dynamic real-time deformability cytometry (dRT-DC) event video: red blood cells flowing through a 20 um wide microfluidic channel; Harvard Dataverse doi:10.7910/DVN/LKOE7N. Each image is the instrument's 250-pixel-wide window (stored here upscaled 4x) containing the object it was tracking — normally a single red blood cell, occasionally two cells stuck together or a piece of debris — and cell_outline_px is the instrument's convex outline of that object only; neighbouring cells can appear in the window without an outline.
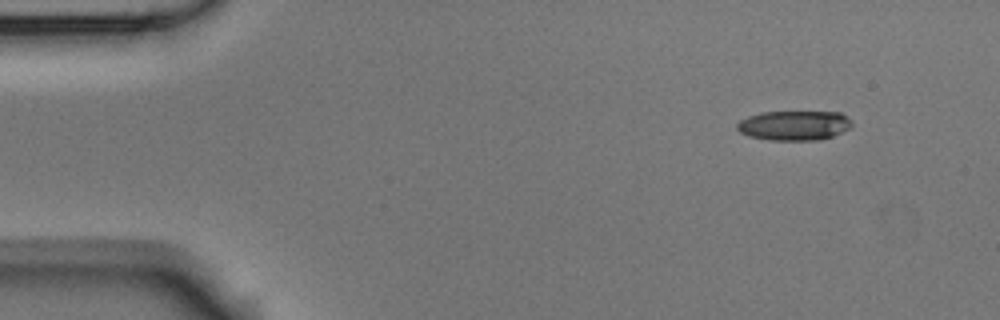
{"species": "Egyptian fruit bat (a non-hibernating species)", "species_latin": "Rousettus aegyptiacus", "temperature_condition": "room temperature", "stored_images_in_passage": 4, "camera_frame_rate_fps": 3000, "um_per_image_px": 0.085, "animal": {"sex": "male"}, "frame": {"image": 1, "passage_image": 1, "time_ms": 0.0, "image_size_px": [1000, 320], "cell_outline_px": [[852, 124], [848, 128], [832, 136], [816, 140], [772, 140], [748, 136], [740, 132], [736, 128], [736, 124], [740, 120], [748, 116], [760, 112], [840, 112], [848, 116], [852, 120]], "centroid_in_image_um": [67.48, 10.65], "position_along_channel_um": 17.5, "area_um2": 19.83}}
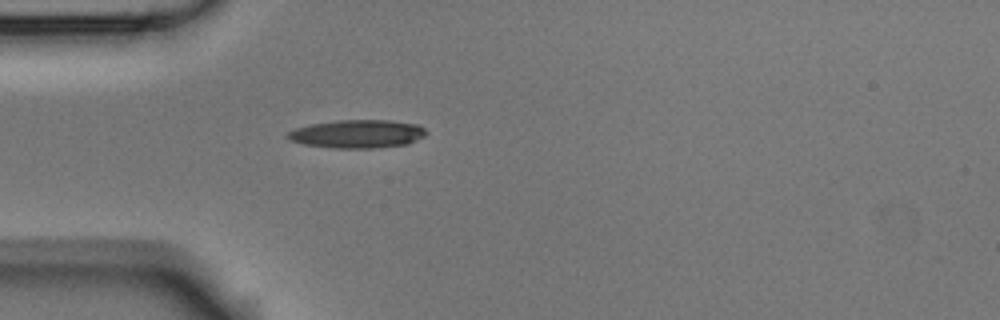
{"frame": {"image": 2, "passage_image": 4, "time_ms": 1.0, "image_size_px": [1000, 320], "cell_outline_px": [[428, 132], [424, 136], [408, 144], [376, 148], [332, 148], [304, 144], [292, 140], [284, 136], [288, 132], [296, 128], [312, 124], [340, 120], [388, 120], [420, 124]], "centroid_in_image_um": [30.42, 11.38], "position_along_channel_um": 54.6, "area_um2": 22.83}}